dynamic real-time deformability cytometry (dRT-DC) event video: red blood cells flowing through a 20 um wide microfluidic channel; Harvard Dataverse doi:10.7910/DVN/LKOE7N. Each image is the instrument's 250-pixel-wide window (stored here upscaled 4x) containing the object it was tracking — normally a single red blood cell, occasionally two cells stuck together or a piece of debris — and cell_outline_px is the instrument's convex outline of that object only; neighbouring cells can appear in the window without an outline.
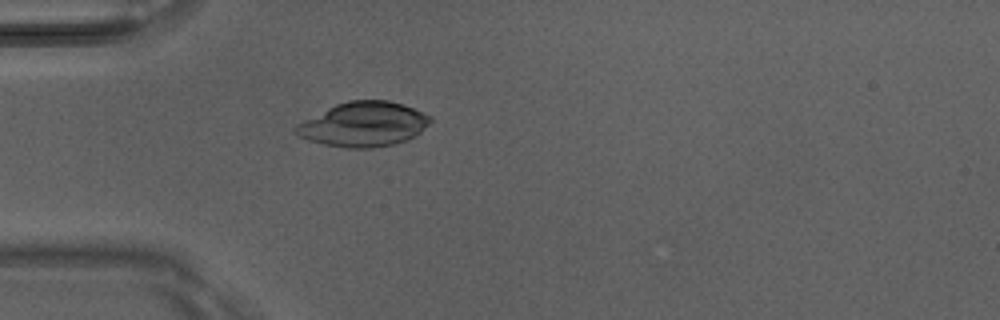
{"species": "Egyptian fruit bat (a non-hibernating species)", "species_latin": "Rousettus aegyptiacus", "temperature_condition": "room temperature", "stored_images_in_passage": 4, "camera_frame_rate_fps": 3000, "um_per_image_px": 0.085, "animal": {"sex": "male"}, "frame": {"image": 1, "passage_image": 4, "time_ms": 1.0, "image_size_px": [1000, 320], "cell_outline_px": [[432, 120], [416, 136], [408, 140], [392, 144], [372, 148], [344, 148], [324, 144], [308, 140], [300, 136], [292, 128], [296, 124], [336, 104], [348, 100], [388, 100], [424, 112], [432, 116]], "centroid_in_image_um": [30.91, 10.57], "position_along_channel_um": 54.1, "area_um2": 34.85}}